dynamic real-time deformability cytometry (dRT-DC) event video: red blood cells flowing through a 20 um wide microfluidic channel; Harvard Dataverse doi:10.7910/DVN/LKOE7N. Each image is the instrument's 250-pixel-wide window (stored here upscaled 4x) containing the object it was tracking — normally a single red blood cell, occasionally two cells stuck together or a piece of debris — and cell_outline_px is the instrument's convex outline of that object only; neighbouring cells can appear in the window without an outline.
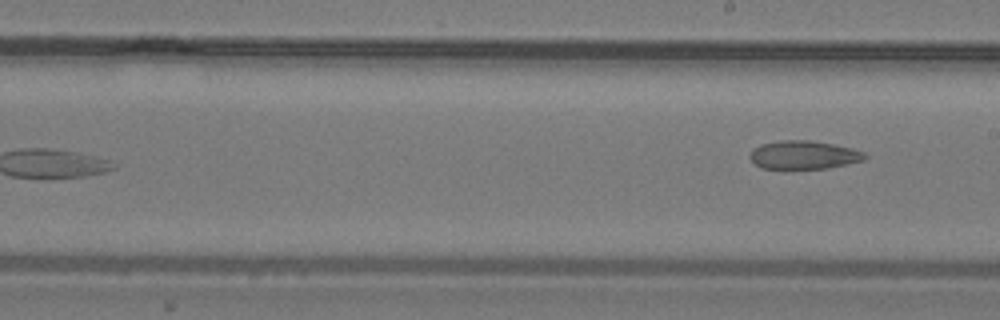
{"species": "common noctule bat (a hibernating species)", "species_latin": "Nyctalus noctula", "temperature_condition": "warm", "stored_images_in_passage": 18, "camera_frame_rate_fps": 3000, "um_per_image_px": 0.085, "animal": {"sex": "male", "body_mass_g": 19.2, "forearm_length_mm": 51.8}, "frame": {"image": 1, "passage_image": 18, "time_ms": 5.667, "image_size_px": [1000, 320], "cell_outline_px": [[868, 156], [864, 160], [848, 164], [828, 168], [760, 168], [748, 156], [760, 144], [784, 140], [812, 140], [852, 148], [864, 152]], "centroid_in_image_um": [68.35, 13.16], "position_along_channel_um": 220.6, "area_um2": 18.84}}